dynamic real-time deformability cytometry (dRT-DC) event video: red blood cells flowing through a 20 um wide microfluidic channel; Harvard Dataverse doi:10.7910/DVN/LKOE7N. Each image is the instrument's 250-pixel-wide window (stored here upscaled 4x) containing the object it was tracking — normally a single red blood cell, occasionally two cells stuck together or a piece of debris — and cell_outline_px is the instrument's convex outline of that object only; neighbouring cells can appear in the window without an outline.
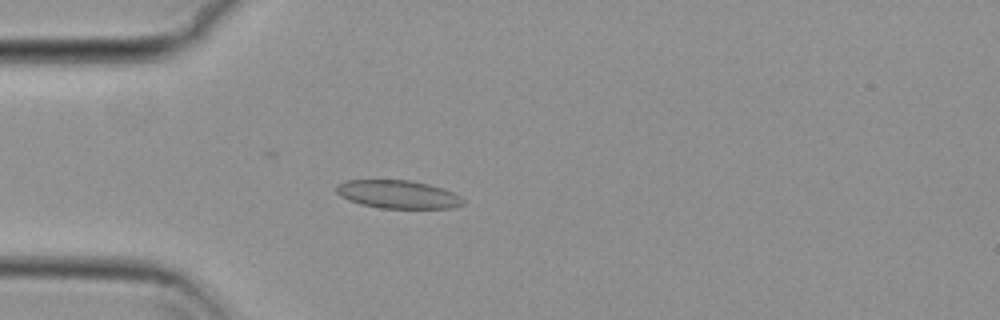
{"species": "common noctule bat (a hibernating species)", "species_latin": "Nyctalus noctula", "temperature_condition": "cold", "stored_images_in_passage": 54, "camera_frame_rate_fps": 3000, "um_per_image_px": 0.085, "animal": {"sex": "female", "body_mass_g": 29.2, "forearm_length_mm": 56.3}, "frame": {"image": 1, "passage_image": 15, "time_ms": 4.667, "image_size_px": [1000, 320], "cell_outline_px": [[464, 204], [452, 208], [380, 208], [360, 204], [348, 200], [340, 196], [336, 192], [336, 184], [344, 180], [412, 180], [428, 184], [452, 192], [460, 196], [464, 200]], "centroid_in_image_um": [33.78, 16.52], "position_along_channel_um": 51.2, "area_um2": 20.87}}
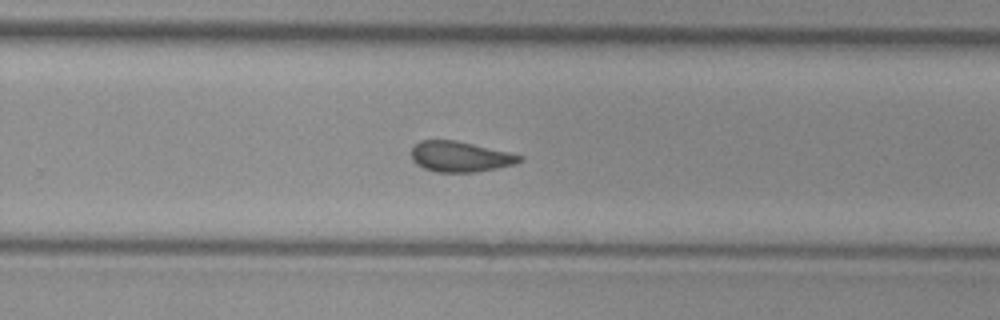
{"frame": {"image": 2, "passage_image": 35, "time_ms": 11.333, "image_size_px": [1000, 320], "cell_outline_px": [[524, 160], [516, 164], [476, 172], [436, 172], [424, 168], [416, 164], [412, 160], [412, 144], [420, 140], [456, 140], [512, 152], [524, 156]], "centroid_in_image_um": [39.14, 13.3], "position_along_channel_um": 290.7, "area_um2": 19.59}}
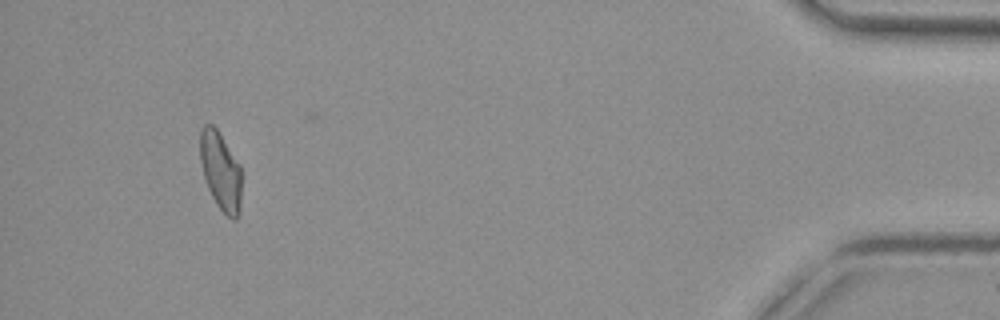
{"frame": {"image": 3, "passage_image": 51, "time_ms": 16.667, "image_size_px": [1000, 320], "cell_outline_px": [[244, 172], [240, 216], [236, 220], [232, 220], [216, 204], [208, 188], [204, 176], [200, 160], [200, 128], [204, 124], [212, 124], [216, 128], [240, 164]], "centroid_in_image_um": [18.82, 14.58], "position_along_channel_um": 416.4, "area_um2": 19.59}, "authors_computed_cell_mechanics": {"area_um2": 20.0566, "velocity_mm_per_s": 3.7478, "shape_relaxation_time_tau1_ms": null, "shape_relaxation_time_tau2_ms": 2.1942, "deformation_change_tau1": null, "deformation_change_tau2": 0.0761}}